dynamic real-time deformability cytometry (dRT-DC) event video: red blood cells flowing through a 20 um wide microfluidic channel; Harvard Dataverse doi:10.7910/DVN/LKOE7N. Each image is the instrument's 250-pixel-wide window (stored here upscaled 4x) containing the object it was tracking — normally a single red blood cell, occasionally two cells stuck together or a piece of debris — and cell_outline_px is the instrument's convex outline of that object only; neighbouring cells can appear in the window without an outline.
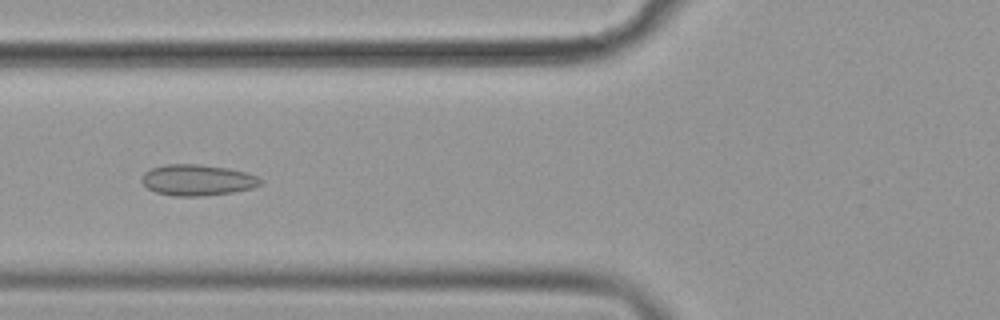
{"species": "common noctule bat (a hibernating species)", "species_latin": "Nyctalus noctula", "temperature_condition": "cold", "stored_images_in_passage": 44, "camera_frame_rate_fps": 3000, "um_per_image_px": 0.085, "animal": {"sex": "female", "body_mass_g": 19.9}, "frame": {"image": 1, "passage_image": 21, "time_ms": 6.667, "image_size_px": [1000, 320], "cell_outline_px": [[264, 180], [260, 184], [252, 188], [232, 192], [200, 196], [172, 196], [156, 192], [148, 188], [140, 180], [144, 172], [152, 168], [164, 164], [200, 164], [228, 168], [244, 172], [256, 176]], "centroid_in_image_um": [16.75, 15.3], "position_along_channel_um": 109.0, "area_um2": 21.44}}
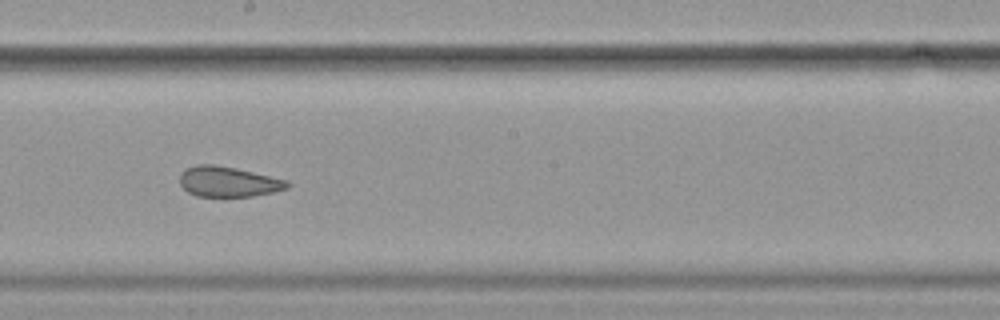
{"frame": {"image": 2, "passage_image": 31, "time_ms": 10.0, "image_size_px": [1000, 320], "cell_outline_px": [[292, 184], [288, 188], [272, 192], [252, 196], [196, 196], [188, 192], [180, 184], [180, 172], [184, 168], [196, 164], [216, 164], [236, 168], [288, 180]], "centroid_in_image_um": [19.39, 15.43], "position_along_channel_um": 228.8, "area_um2": 19.13}}
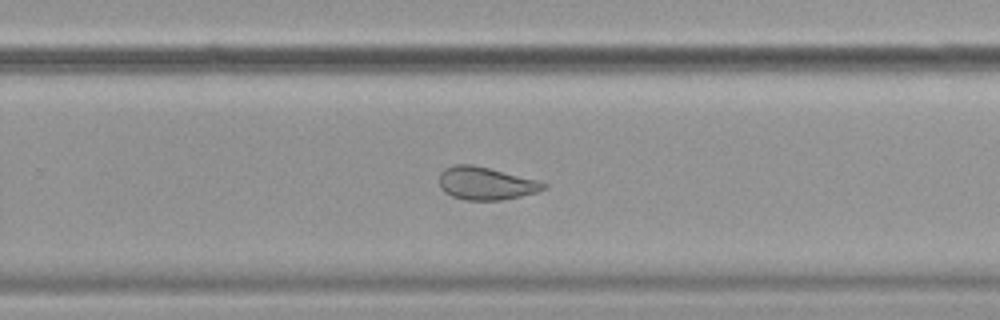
{"frame": {"image": 3, "passage_image": 36, "time_ms": 11.667, "image_size_px": [1000, 320], "cell_outline_px": [[548, 188], [536, 192], [520, 196], [500, 200], [464, 200], [452, 196], [444, 192], [440, 188], [440, 172], [444, 168], [456, 164], [472, 164], [540, 180], [548, 184]], "centroid_in_image_um": [41.31, 15.58], "position_along_channel_um": 288.5, "area_um2": 20.11}, "authors_computed_cell_mechanics": {"area_um2": 22.1952, "velocity_mm_per_s": 3.6002, "shape_relaxation_time_tau1_ms": null, "shape_relaxation_time_tau2_ms": 1.6565, "deformation_change_tau1": null, "deformation_change_tau2": 0.0691}}